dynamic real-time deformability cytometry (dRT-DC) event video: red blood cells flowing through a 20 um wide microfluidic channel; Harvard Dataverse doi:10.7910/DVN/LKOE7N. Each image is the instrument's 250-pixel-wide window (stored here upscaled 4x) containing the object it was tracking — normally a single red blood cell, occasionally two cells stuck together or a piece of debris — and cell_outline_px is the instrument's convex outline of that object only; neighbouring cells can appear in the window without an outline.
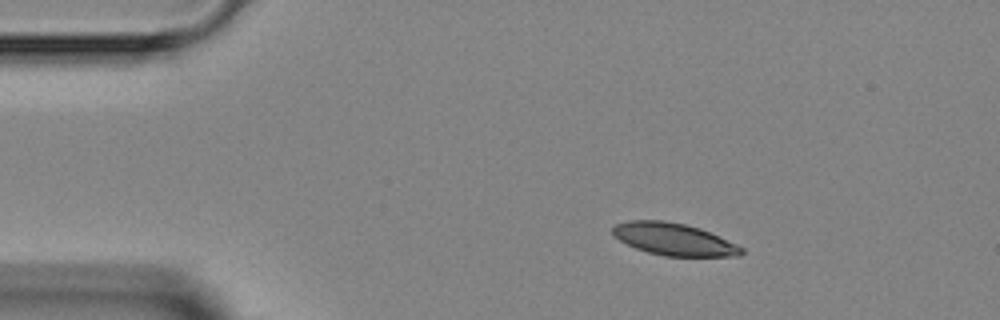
{"species": "Egyptian fruit bat (a non-hibernating species)", "species_latin": "Rousettus aegyptiacus", "temperature_condition": "room temperature", "stored_images_in_passage": 4, "camera_frame_rate_fps": 3000, "um_per_image_px": 0.085, "animal": {"sex": "female"}, "frame": {"image": 1, "passage_image": 1, "time_ms": 0.0, "image_size_px": [1000, 320], "cell_outline_px": [[744, 252], [740, 256], [664, 256], [648, 252], [636, 248], [612, 236], [612, 228], [616, 224], [628, 220], [664, 220], [684, 224], [700, 228], [736, 244], [744, 248]], "centroid_in_image_um": [57.26, 20.33], "position_along_channel_um": 27.7, "area_um2": 24.1}}
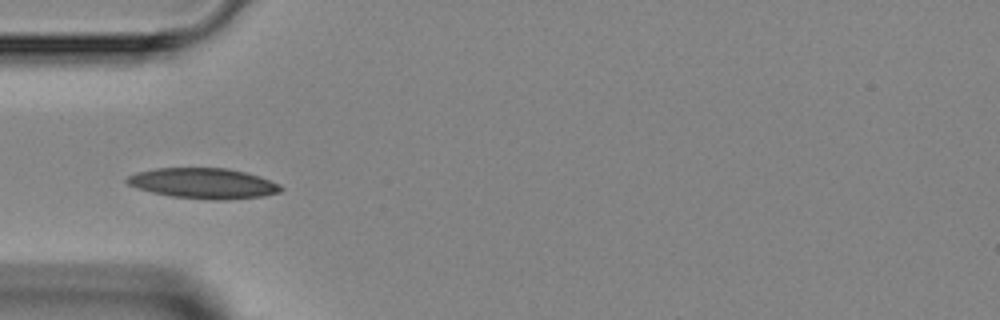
{"frame": {"image": 2, "passage_image": 3, "time_ms": 2.333, "image_size_px": [1000, 320], "cell_outline_px": [[284, 188], [280, 192], [264, 196], [228, 200], [212, 200], [172, 196], [152, 192], [136, 188], [128, 184], [124, 180], [128, 176], [136, 172], [156, 168], [228, 168], [260, 176], [280, 184]], "centroid_in_image_um": [17.3, 15.58], "position_along_channel_um": 67.7, "area_um2": 27.46}}
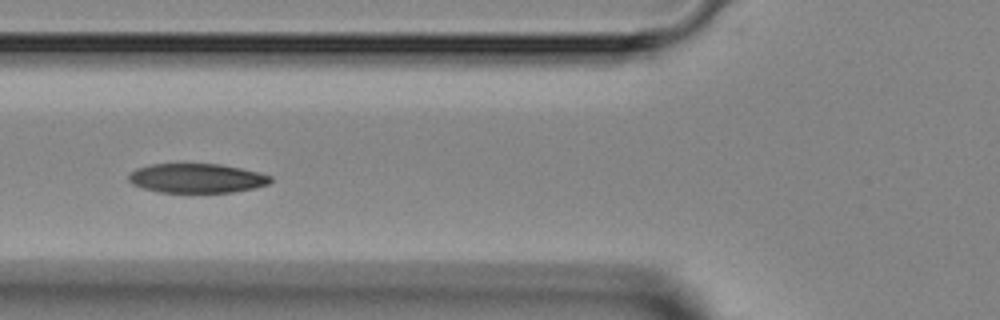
{"frame": {"image": 3, "passage_image": 4, "time_ms": 3.333, "image_size_px": [1000, 320], "cell_outline_px": [[272, 180], [268, 184], [252, 188], [232, 192], [160, 192], [144, 188], [132, 184], [128, 180], [128, 176], [136, 168], [152, 164], [220, 164], [260, 172], [272, 176]], "centroid_in_image_um": [16.73, 15.14], "position_along_channel_um": 109.1, "area_um2": 24.1}}